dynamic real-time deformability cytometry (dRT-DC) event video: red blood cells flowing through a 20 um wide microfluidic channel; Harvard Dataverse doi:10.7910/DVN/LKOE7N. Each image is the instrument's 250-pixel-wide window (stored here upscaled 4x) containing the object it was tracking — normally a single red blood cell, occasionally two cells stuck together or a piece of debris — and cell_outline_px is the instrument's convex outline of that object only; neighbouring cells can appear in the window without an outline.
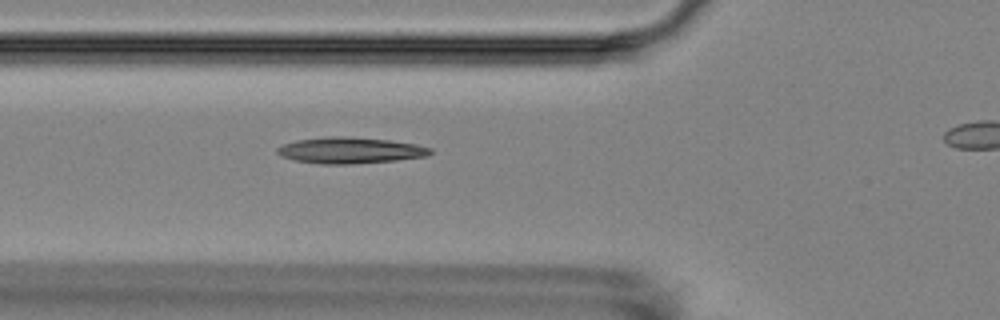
{"species": "Egyptian fruit bat (a non-hibernating species)", "species_latin": "Rousettus aegyptiacus", "temperature_condition": "room temperature", "stored_images_in_passage": 3, "segment_of_instrument_passage": [1, 2], "camera_frame_rate_fps": 3000, "um_per_image_px": 0.085, "animal": {"sex": "female"}, "frame": {"image": 1, "passage_image": 2, "time_ms": 1.0, "image_size_px": [1000, 320], "cell_outline_px": [[432, 152], [428, 156], [396, 160], [352, 164], [320, 164], [292, 160], [280, 156], [276, 152], [276, 148], [284, 144], [296, 140], [332, 136], [340, 136], [388, 140], [416, 144], [432, 148]], "centroid_in_image_um": [29.74, 12.79], "position_along_channel_um": 96.1, "area_um2": 23.35}}